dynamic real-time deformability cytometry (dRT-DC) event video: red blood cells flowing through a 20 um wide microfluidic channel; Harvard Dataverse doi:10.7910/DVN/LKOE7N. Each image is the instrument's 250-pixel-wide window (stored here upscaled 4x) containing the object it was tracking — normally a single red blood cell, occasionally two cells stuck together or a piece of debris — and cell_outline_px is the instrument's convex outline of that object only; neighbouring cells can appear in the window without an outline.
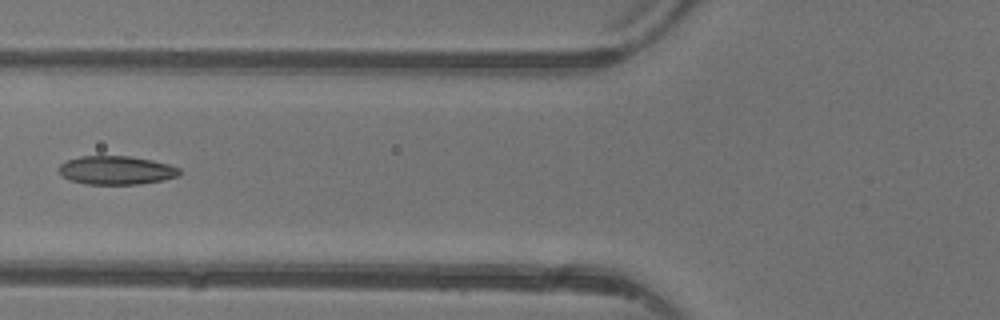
{"species": "common noctule bat (a hibernating species)", "species_latin": "Nyctalus noctula", "temperature_condition": "warm", "stored_images_in_passage": 6, "camera_frame_rate_fps": 3000, "um_per_image_px": 0.085, "animal": {"sex": "female"}, "frame": {"image": 1, "passage_image": 6, "time_ms": 6.667, "image_size_px": [1000, 320], "cell_outline_px": [[180, 176], [164, 180], [140, 184], [84, 184], [72, 180], [64, 176], [60, 172], [60, 164], [68, 160], [80, 156], [132, 156], [152, 160], [168, 164], [180, 168]], "centroid_in_image_um": [9.94, 14.47], "position_along_channel_um": 115.9, "area_um2": 20.06}}